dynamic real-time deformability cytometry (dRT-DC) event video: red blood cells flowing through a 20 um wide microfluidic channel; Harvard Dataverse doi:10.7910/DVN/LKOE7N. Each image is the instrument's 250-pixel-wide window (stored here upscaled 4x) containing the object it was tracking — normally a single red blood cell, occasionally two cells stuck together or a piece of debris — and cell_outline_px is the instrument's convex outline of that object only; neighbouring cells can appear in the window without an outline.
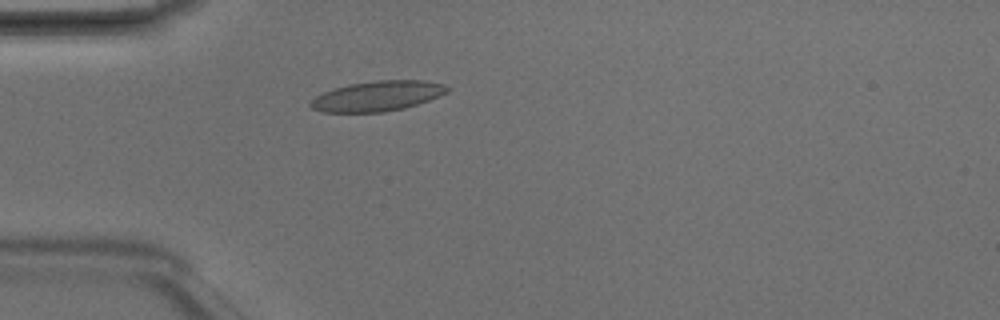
{"species": "Egyptian fruit bat (a non-hibernating species)", "species_latin": "Rousettus aegyptiacus", "temperature_condition": "room temperature", "stored_images_in_passage": 4, "camera_frame_rate_fps": 3000, "um_per_image_px": 0.085, "animal": {"sex": "male"}, "frame": {"image": 1, "passage_image": 4, "time_ms": 1.0, "image_size_px": [1000, 320], "cell_outline_px": [[452, 88], [448, 92], [440, 96], [404, 108], [384, 112], [320, 112], [312, 108], [308, 104], [316, 96], [332, 88], [352, 84], [376, 80], [424, 80], [444, 84]], "centroid_in_image_um": [32.1, 8.16], "position_along_channel_um": 52.9, "area_um2": 24.04}}